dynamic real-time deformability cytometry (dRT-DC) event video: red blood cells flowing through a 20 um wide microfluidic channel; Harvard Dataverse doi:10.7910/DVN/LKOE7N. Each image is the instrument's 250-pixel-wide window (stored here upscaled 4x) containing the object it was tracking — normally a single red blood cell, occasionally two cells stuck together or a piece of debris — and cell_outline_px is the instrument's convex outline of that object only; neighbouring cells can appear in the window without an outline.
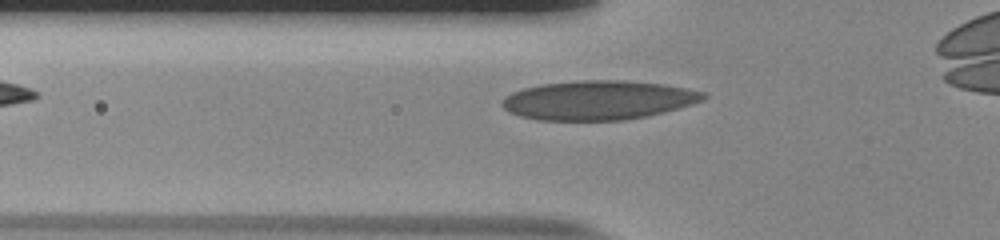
{"species": "human", "species_latin": "Homo sapiens", "temperature_condition": "room temperature", "stored_images_in_passage": 31, "camera_frame_rate_fps": 3000, "um_per_image_px": 0.085, "donor": {"sex": "male"}, "frame": {"image": 1, "passage_image": 2, "time_ms": 0.333, "image_size_px": [1000, 240], "cell_outline_px": [[708, 96], [700, 100], [664, 112], [648, 116], [624, 120], [536, 120], [520, 116], [508, 112], [500, 104], [500, 100], [504, 96], [512, 92], [524, 88], [540, 84], [580, 80], [624, 80], [664, 84], [704, 92]], "centroid_in_image_um": [50.77, 8.51], "position_along_channel_um": 75.0, "area_um2": 45.95}}
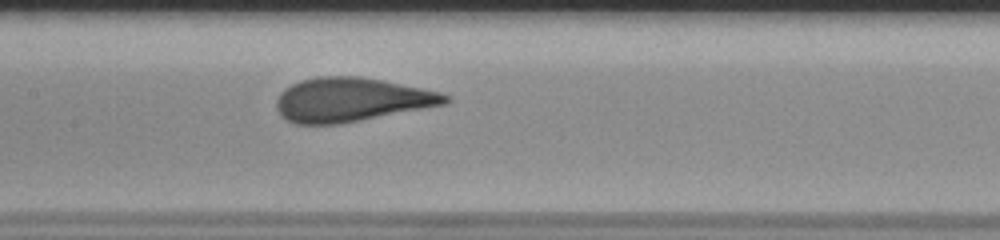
{"frame": {"image": 2, "passage_image": 10, "time_ms": 3.0, "image_size_px": [1000, 240], "cell_outline_px": [[452, 100], [444, 104], [340, 124], [296, 124], [280, 116], [276, 108], [276, 100], [280, 92], [292, 84], [300, 80], [316, 76], [360, 76], [384, 80], [440, 92], [448, 96]], "centroid_in_image_um": [29.81, 8.47], "position_along_channel_um": 177.6, "area_um2": 43.18}}
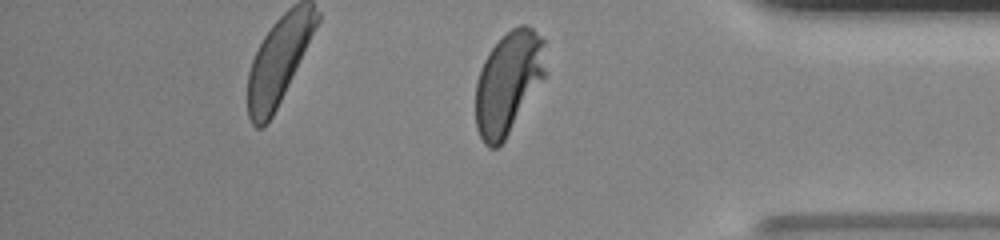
{"frame": {"image": 3, "passage_image": 28, "time_ms": 9.0, "image_size_px": [1000, 240], "cell_outline_px": [[544, 76], [504, 140], [496, 148], [488, 148], [484, 144], [476, 128], [476, 80], [484, 60], [488, 52], [512, 28], [520, 24], [524, 24], [532, 28], [544, 40]], "centroid_in_image_um": [43.17, 7.02], "position_along_channel_um": 392.0, "area_um2": 40.92}, "authors_computed_cell_mechanics": {"area_um2": 42.772, "velocity_mm_per_s": 3.8227, "shape_relaxation_time_tau1_ms": 6.5193, "shape_relaxation_time_tau2_ms": null, "deformation_change_tau1": 0.236, "deformation_change_tau2": null}}